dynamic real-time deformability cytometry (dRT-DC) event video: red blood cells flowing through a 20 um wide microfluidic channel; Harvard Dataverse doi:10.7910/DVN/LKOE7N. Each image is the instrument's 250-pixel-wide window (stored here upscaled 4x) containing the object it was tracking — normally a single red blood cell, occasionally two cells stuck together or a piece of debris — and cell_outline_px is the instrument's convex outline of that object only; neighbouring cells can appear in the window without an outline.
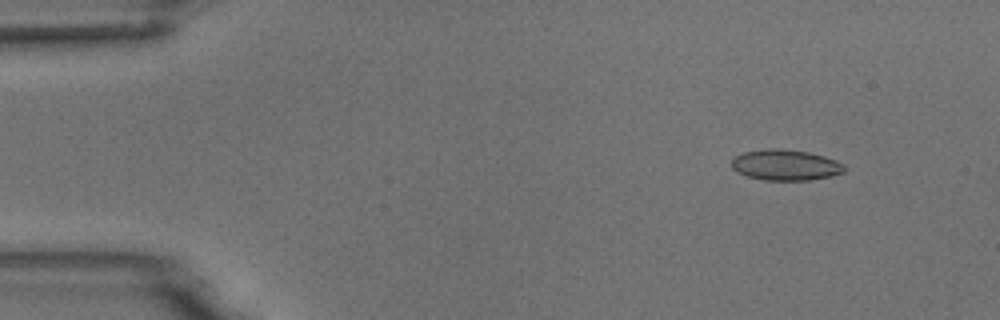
{"species": "common noctule bat (a hibernating species)", "species_latin": "Nyctalus noctula", "temperature_condition": "room temperature", "stored_images_in_passage": 5, "camera_frame_rate_fps": 3000, "um_per_image_px": 0.085, "animal": {"sex": "male", "body_mass_g": 18.8}, "frame": {"image": 1, "passage_image": 2, "time_ms": 1.0, "image_size_px": [1000, 320], "cell_outline_px": [[844, 172], [832, 176], [808, 180], [764, 180], [748, 176], [736, 172], [732, 168], [732, 160], [736, 156], [744, 152], [768, 148], [780, 148], [808, 152], [824, 156], [836, 160], [844, 164]], "centroid_in_image_um": [66.77, 14.02], "position_along_channel_um": 18.2, "area_um2": 20.23}}
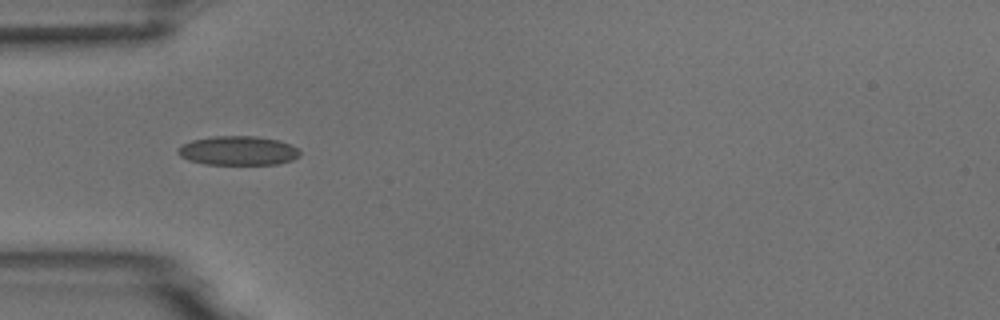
{"frame": {"image": 2, "passage_image": 5, "time_ms": 4.667, "image_size_px": [1000, 320], "cell_outline_px": [[300, 156], [292, 160], [276, 164], [204, 164], [188, 160], [180, 156], [176, 152], [176, 148], [192, 140], [212, 136], [256, 136], [280, 140], [292, 144], [300, 152]], "centroid_in_image_um": [20.23, 12.8], "position_along_channel_um": 64.8, "area_um2": 20.87}}